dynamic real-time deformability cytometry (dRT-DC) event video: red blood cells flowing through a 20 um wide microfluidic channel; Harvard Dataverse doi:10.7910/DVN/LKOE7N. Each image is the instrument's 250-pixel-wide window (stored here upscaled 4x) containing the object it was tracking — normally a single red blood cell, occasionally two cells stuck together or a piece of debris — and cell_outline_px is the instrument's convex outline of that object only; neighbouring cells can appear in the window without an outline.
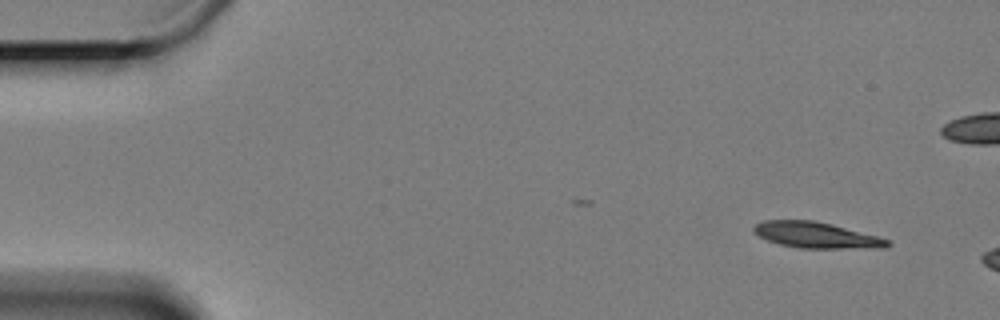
{"species": "Egyptian fruit bat (a non-hibernating species)", "species_latin": "Rousettus aegyptiacus", "temperature_condition": "cold", "stored_images_in_passage": 8, "camera_frame_rate_fps": 3000, "um_per_image_px": 0.085, "animal": {"sex": "female"}, "frame": {"image": 1, "passage_image": 1, "time_ms": 0.0, "image_size_px": [1000, 320], "cell_outline_px": [[892, 244], [888, 248], [800, 248], [780, 244], [768, 240], [752, 232], [752, 228], [756, 224], [764, 220], [816, 220], [832, 224], [876, 236], [888, 240]], "centroid_in_image_um": [69.38, 19.98], "position_along_channel_um": 15.6, "area_um2": 20.17}}